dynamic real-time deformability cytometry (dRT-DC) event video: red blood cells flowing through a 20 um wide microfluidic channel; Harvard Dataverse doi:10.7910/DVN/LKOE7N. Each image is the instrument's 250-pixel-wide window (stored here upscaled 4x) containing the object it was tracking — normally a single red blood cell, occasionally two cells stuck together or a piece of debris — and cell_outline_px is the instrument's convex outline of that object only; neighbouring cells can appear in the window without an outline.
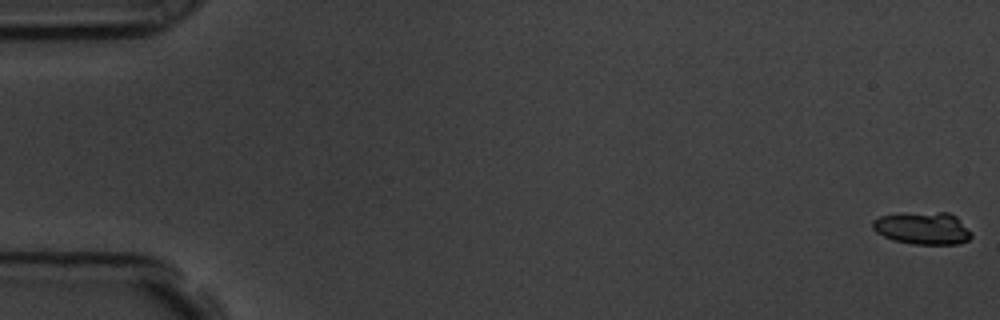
{"species": "common noctule bat (a hibernating species)", "species_latin": "Nyctalus noctula", "temperature_condition": "room temperature", "stored_images_in_passage": 58, "camera_frame_rate_fps": 3000, "um_per_image_px": 0.085, "animal": {"sex": "male", "body_mass_g": 19.5, "forearm_length_mm": 54.6}, "frame": {"image": 1, "passage_image": 1, "time_ms": 0.0, "image_size_px": [1000, 320], "cell_outline_px": [[972, 236], [968, 240], [956, 244], [912, 244], [892, 240], [876, 232], [872, 228], [872, 220], [880, 216], [940, 212], [948, 212], [956, 216], [972, 232]], "centroid_in_image_um": [78.45, 19.42], "position_along_channel_um": 6.5, "area_um2": 18.44}}
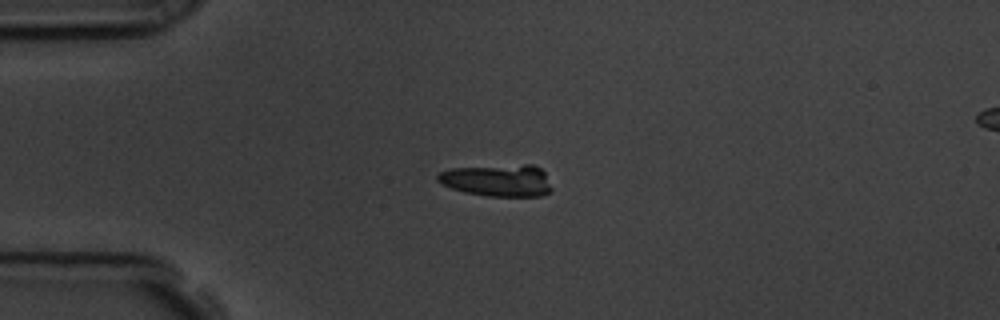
{"frame": {"image": 2, "passage_image": 15, "time_ms": 4.667, "image_size_px": [1000, 320], "cell_outline_px": [[552, 188], [548, 192], [540, 196], [488, 196], [464, 192], [452, 188], [436, 180], [436, 176], [440, 172], [452, 168], [524, 164], [532, 164], [540, 168], [544, 172]], "centroid_in_image_um": [42.3, 15.33], "position_along_channel_um": 42.7, "area_um2": 21.21}}
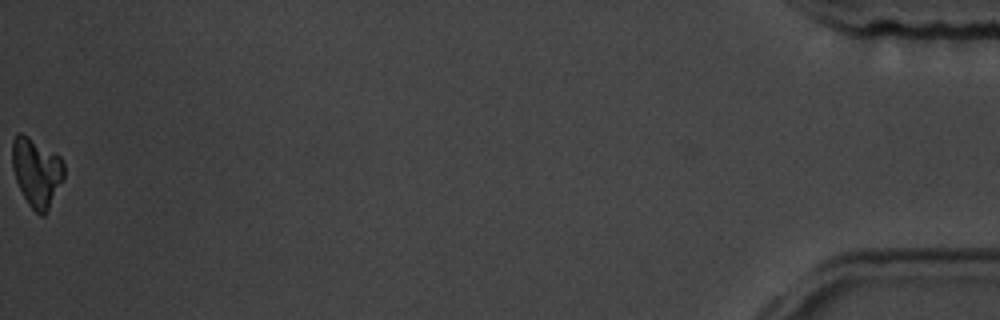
{"frame": {"image": 3, "passage_image": 58, "time_ms": 19.0, "image_size_px": [1000, 320], "cell_outline_px": [[64, 176], [48, 212], [44, 216], [40, 216], [28, 204], [16, 180], [12, 168], [12, 140], [20, 132], [28, 136], [56, 152], [60, 156], [64, 164]], "centroid_in_image_um": [3.12, 14.63], "position_along_channel_um": 432.1, "area_um2": 20.92}}